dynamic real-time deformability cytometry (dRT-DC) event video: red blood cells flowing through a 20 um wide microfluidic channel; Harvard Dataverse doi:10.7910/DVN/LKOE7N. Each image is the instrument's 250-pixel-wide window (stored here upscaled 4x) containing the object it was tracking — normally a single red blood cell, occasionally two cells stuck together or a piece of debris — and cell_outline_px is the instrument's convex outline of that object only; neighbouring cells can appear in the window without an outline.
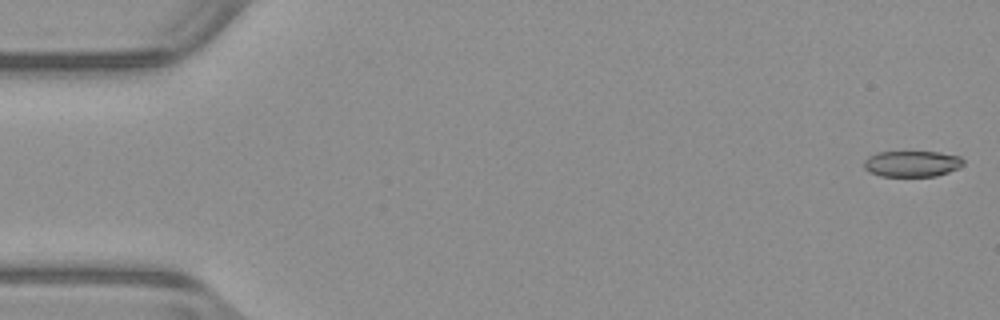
{"species": "common noctule bat (a hibernating species)", "species_latin": "Nyctalus noctula", "temperature_condition": "warm", "stored_images_in_passage": 52, "camera_frame_rate_fps": 3000, "um_per_image_px": 0.085, "animal": {"sex": "male", "body_mass_g": 23.1, "forearm_length_mm": 52.7}, "frame": {"image": 1, "passage_image": 1, "time_ms": 0.0, "image_size_px": [1000, 320], "cell_outline_px": [[964, 164], [960, 168], [936, 176], [880, 176], [868, 172], [864, 168], [864, 160], [868, 156], [880, 152], [940, 152], [960, 156], [964, 160]], "centroid_in_image_um": [77.53, 13.92], "position_along_channel_um": 7.5, "area_um2": 15.2}}
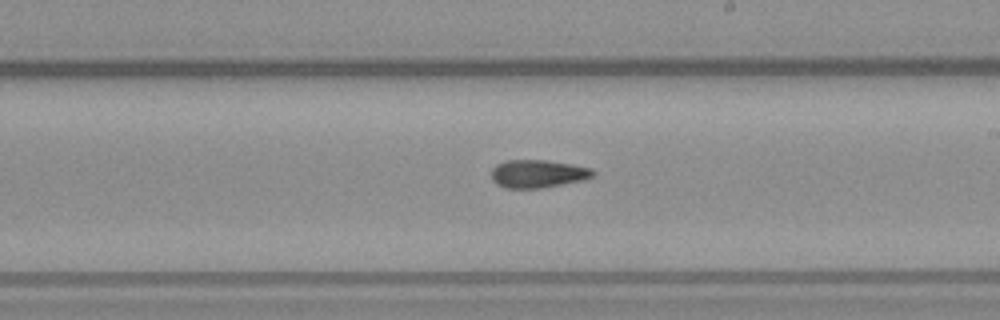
{"frame": {"image": 2, "passage_image": 30, "time_ms": 9.667, "image_size_px": [1000, 320], "cell_outline_px": [[596, 172], [592, 176], [584, 180], [540, 188], [504, 188], [496, 184], [492, 180], [492, 168], [496, 164], [504, 160], [544, 160], [572, 164], [592, 168]], "centroid_in_image_um": [45.7, 14.76], "position_along_channel_um": 243.3, "area_um2": 16.65}}
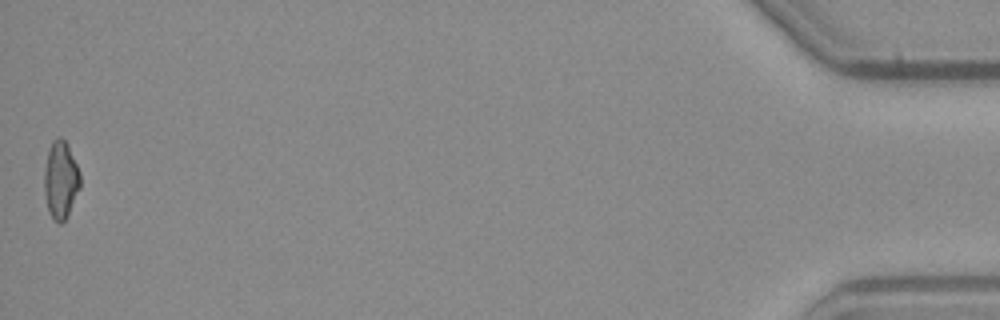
{"frame": {"image": 3, "passage_image": 52, "time_ms": 17.0, "image_size_px": [1000, 320], "cell_outline_px": [[80, 188], [68, 216], [60, 224], [52, 220], [48, 212], [44, 192], [44, 168], [48, 152], [52, 140], [60, 136], [68, 144], [80, 172]], "centroid_in_image_um": [5.15, 15.32], "position_along_channel_um": 430.0, "area_um2": 16.53}, "authors_computed_cell_mechanics": {"area_um2": 16.184, "velocity_mm_per_s": 3.9624, "shape_relaxation_time_tau1_ms": null, "shape_relaxation_time_tau2_ms": 5.2443, "deformation_change_tau1": null, "deformation_change_tau2": 0.139}}